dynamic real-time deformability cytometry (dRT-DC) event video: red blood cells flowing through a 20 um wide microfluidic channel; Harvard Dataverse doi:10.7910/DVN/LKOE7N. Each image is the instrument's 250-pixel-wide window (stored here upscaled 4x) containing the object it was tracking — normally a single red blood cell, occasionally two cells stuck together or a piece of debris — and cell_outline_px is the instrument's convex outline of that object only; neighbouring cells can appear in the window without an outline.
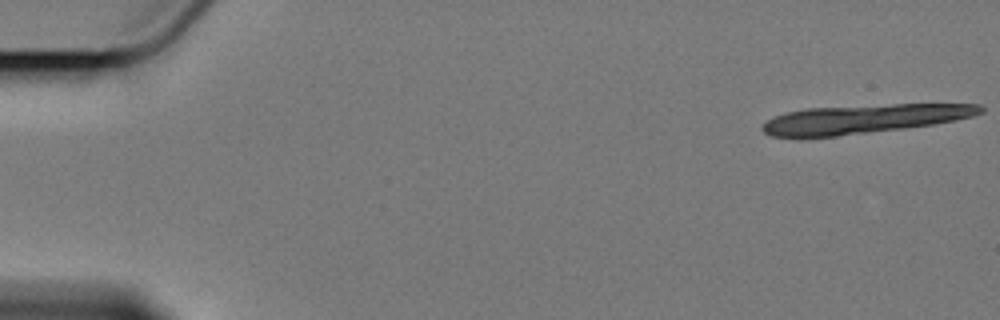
{"species": "Egyptian fruit bat (a non-hibernating species)", "species_latin": "Rousettus aegyptiacus", "temperature_condition": "cold", "stored_images_in_passage": 5, "segment_of_instrument_passage": [1, 2], "camera_frame_rate_fps": 3000, "um_per_image_px": 0.085, "animal": {"sex": "female"}, "frame": {"image": 1, "passage_image": 1, "time_ms": 0.0, "image_size_px": [1000, 320], "cell_outline_px": [[984, 112], [972, 116], [956, 120], [932, 124], [904, 128], [836, 136], [800, 140], [772, 136], [764, 132], [760, 128], [760, 124], [776, 116], [788, 112], [808, 108], [892, 104], [980, 104], [984, 108]], "centroid_in_image_um": [73.34, 10.14], "position_along_channel_um": 11.7, "area_um2": 37.17}}